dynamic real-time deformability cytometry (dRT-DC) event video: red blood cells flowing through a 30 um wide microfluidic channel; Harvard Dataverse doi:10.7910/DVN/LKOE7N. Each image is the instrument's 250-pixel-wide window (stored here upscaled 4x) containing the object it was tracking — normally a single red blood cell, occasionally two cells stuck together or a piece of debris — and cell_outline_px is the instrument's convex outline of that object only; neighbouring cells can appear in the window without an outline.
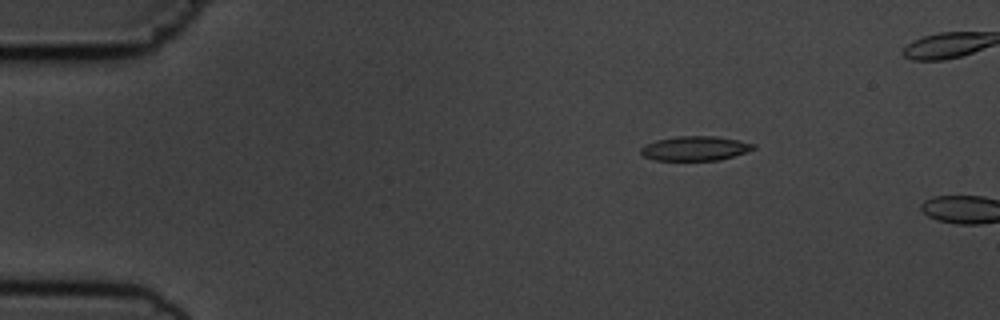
{"species": "common noctule bat (a hibernating species)", "species_latin": "Nyctalus noctula", "temperature_condition": "cold", "stored_images_in_passage": 2, "camera_frame_rate_fps": 3000, "um_per_image_px": 0.085, "animal": {"sex": "male", "body_mass_g": 19.5, "forearm_length_mm": 54.6}, "frame": {"image": 1, "passage_image": 1, "time_ms": 0.0, "image_size_px": [1000, 320], "cell_outline_px": [[756, 148], [720, 160], [656, 160], [644, 156], [640, 152], [640, 148], [644, 144], [656, 140], [676, 136], [716, 136], [756, 144]], "centroid_in_image_um": [59.05, 12.6], "position_along_channel_um": 26.0, "area_um2": 15.95}}